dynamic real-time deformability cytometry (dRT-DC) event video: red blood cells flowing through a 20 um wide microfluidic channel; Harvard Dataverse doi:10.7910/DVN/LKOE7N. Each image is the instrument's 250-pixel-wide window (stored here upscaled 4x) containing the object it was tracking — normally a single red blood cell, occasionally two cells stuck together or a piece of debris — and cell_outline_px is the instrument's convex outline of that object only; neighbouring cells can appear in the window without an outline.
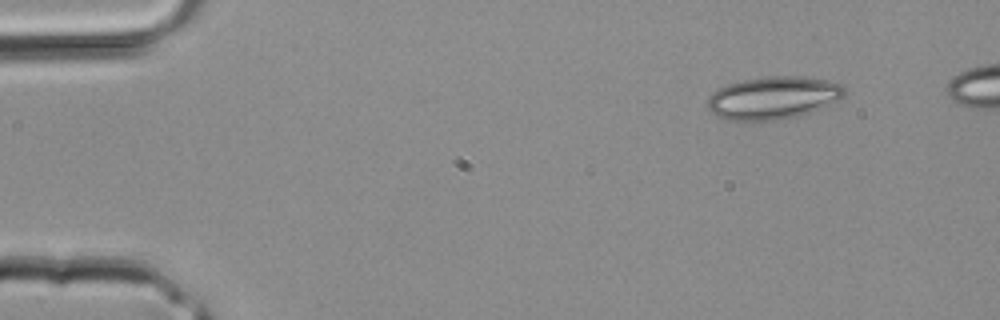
{"species": "common noctule bat (a hibernating species)", "species_latin": "Nyctalus noctula", "temperature_condition": "room temperature", "stored_images_in_passage": 3, "camera_frame_rate_fps": 3000, "um_per_image_px": 0.085, "animal": {"sex": "male", "body_mass_g": 20.4}, "frame": {"image": 1, "passage_image": 1, "time_ms": 0.0, "image_size_px": [1000, 320], "cell_outline_px": [[848, 92], [844, 96], [820, 108], [800, 116], [776, 120], [744, 124], [728, 120], [712, 112], [704, 104], [708, 96], [712, 92], [728, 84], [744, 80], [764, 76], [800, 76], [840, 80]], "centroid_in_image_um": [65.73, 8.33], "position_along_channel_um": 19.3, "area_um2": 35.2}}